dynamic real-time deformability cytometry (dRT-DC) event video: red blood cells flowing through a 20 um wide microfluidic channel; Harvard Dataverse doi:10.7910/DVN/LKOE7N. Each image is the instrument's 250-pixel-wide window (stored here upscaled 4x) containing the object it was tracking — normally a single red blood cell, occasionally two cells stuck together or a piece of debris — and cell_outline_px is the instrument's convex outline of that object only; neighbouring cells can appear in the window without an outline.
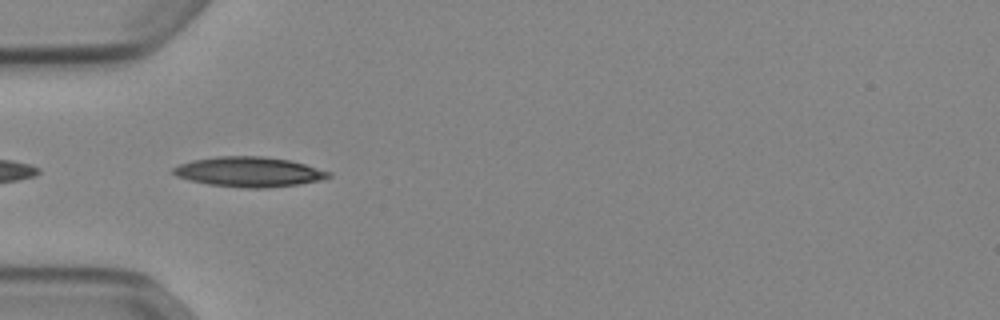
{"species": "Egyptian fruit bat (a non-hibernating species)", "species_latin": "Rousettus aegyptiacus", "temperature_condition": "cold", "stored_images_in_passage": 10, "camera_frame_rate_fps": 3000, "um_per_image_px": 0.085, "animal": {"sex": "female"}, "frame": {"image": 1, "passage_image": 2, "time_ms": 0.333, "image_size_px": [1000, 320], "cell_outline_px": [[332, 176], [320, 180], [296, 184], [268, 188], [248, 188], [208, 184], [176, 176], [172, 172], [172, 168], [180, 164], [192, 160], [216, 156], [264, 156], [288, 160], [304, 164], [332, 172]], "centroid_in_image_um": [21.16, 14.6], "position_along_channel_um": 63.8, "area_um2": 26.93}}
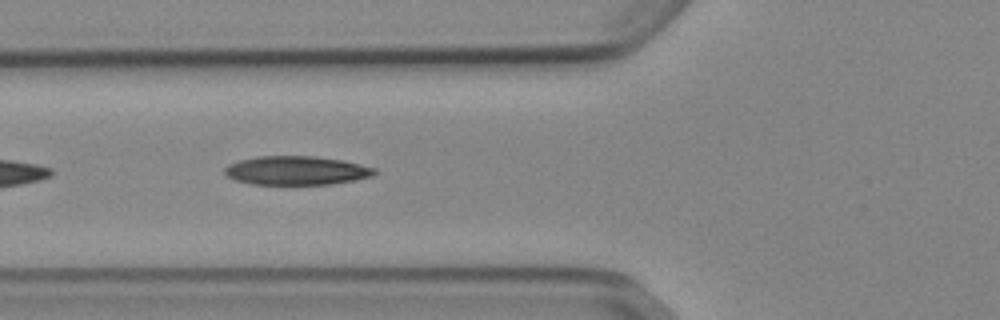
{"frame": {"image": 2, "passage_image": 5, "time_ms": 1.333, "image_size_px": [1000, 320], "cell_outline_px": [[376, 172], [372, 176], [356, 180], [328, 184], [252, 184], [236, 180], [228, 176], [224, 172], [224, 168], [228, 164], [240, 160], [256, 156], [312, 156], [340, 160], [376, 168]], "centroid_in_image_um": [25.17, 14.49], "position_along_channel_um": 100.6, "area_um2": 24.97}}